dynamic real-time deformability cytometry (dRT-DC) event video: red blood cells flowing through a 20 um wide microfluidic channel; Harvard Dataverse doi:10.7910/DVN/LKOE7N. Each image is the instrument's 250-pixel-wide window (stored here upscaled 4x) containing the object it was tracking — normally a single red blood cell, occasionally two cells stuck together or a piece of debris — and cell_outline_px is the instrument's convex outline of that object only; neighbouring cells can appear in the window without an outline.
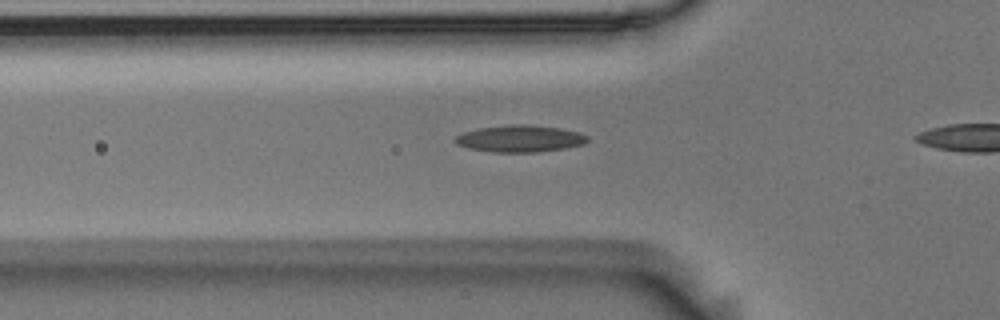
{"species": "Egyptian fruit bat (a non-hibernating species)", "species_latin": "Rousettus aegyptiacus", "temperature_condition": "room temperature", "stored_images_in_passage": 35, "camera_frame_rate_fps": 3000, "um_per_image_px": 0.085, "animal": {"sex": "male"}, "frame": {"image": 1, "passage_image": 9, "time_ms": 2.667, "image_size_px": [1000, 320], "cell_outline_px": [[588, 140], [584, 144], [564, 148], [536, 152], [492, 152], [468, 148], [456, 144], [452, 140], [456, 136], [464, 132], [480, 128], [508, 124], [528, 124], [560, 128], [580, 132], [588, 136]], "centroid_in_image_um": [44.19, 11.78], "position_along_channel_um": 81.6, "area_um2": 20.81}}
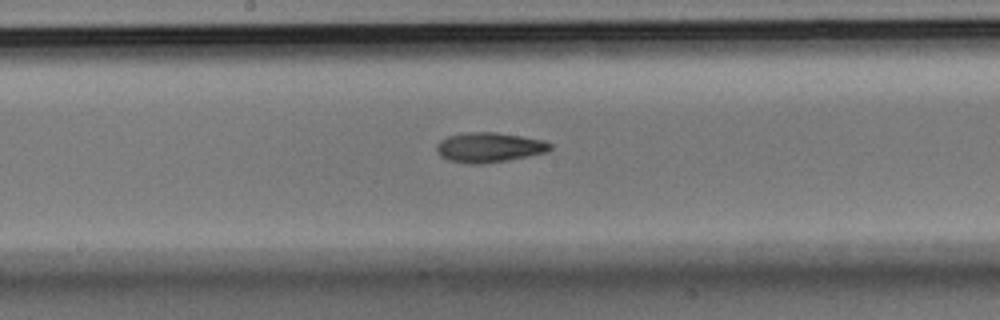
{"frame": {"image": 2, "passage_image": 19, "time_ms": 6.0, "image_size_px": [1000, 320], "cell_outline_px": [[552, 148], [548, 152], [508, 160], [480, 164], [468, 164], [448, 160], [440, 156], [436, 152], [436, 144], [440, 140], [448, 136], [468, 132], [496, 132], [544, 140], [552, 144]], "centroid_in_image_um": [41.57, 12.53], "position_along_channel_um": 206.6, "area_um2": 19.88}}
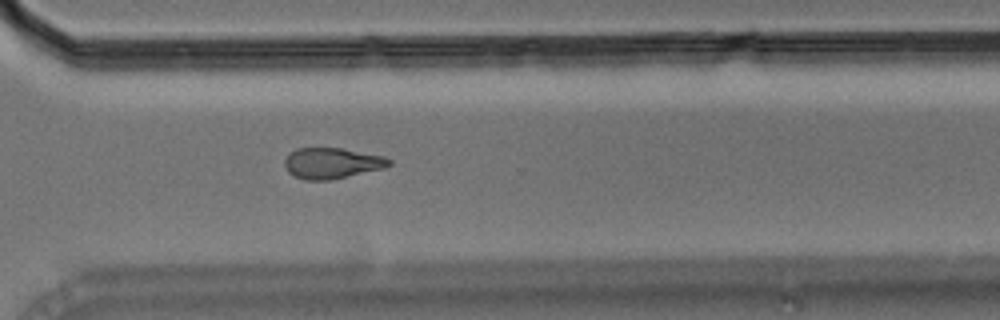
{"frame": {"image": 3, "passage_image": 30, "time_ms": 9.667, "image_size_px": [1000, 320], "cell_outline_px": [[392, 164], [384, 168], [332, 180], [304, 180], [292, 176], [288, 172], [284, 164], [284, 160], [296, 148], [340, 148], [384, 156], [392, 160]], "centroid_in_image_um": [28.21, 13.88], "position_along_channel_um": 342.4, "area_um2": 18.84}}